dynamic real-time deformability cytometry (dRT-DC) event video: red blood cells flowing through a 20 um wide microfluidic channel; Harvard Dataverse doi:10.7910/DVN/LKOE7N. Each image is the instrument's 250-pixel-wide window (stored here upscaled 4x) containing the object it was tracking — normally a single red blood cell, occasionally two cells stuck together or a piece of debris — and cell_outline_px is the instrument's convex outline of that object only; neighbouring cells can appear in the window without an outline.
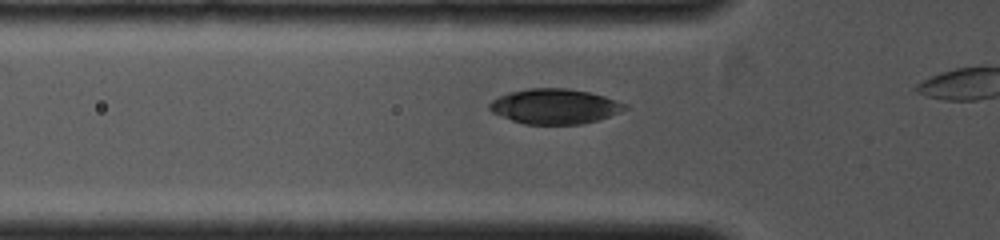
{"species": "common noctule bat (a hibernating species)", "species_latin": "Nyctalus noctula", "temperature_condition": "cold", "stored_images_in_passage": 8, "camera_frame_rate_fps": 4000, "um_per_image_px": 0.085, "animal": {"sex": "female", "body_mass_g": 19.0, "forearm_length_mm": 53.3}, "frame": {"image": 1, "passage_image": 4, "time_ms": 0.75, "image_size_px": [1000, 240], "cell_outline_px": [[628, 108], [620, 112], [600, 120], [580, 124], [524, 124], [500, 116], [492, 112], [488, 108], [488, 104], [492, 100], [500, 96], [512, 92], [528, 88], [568, 88], [588, 92], [604, 96], [628, 104]], "centroid_in_image_um": [47.17, 9.04], "position_along_channel_um": 78.6, "area_um2": 27.69}}
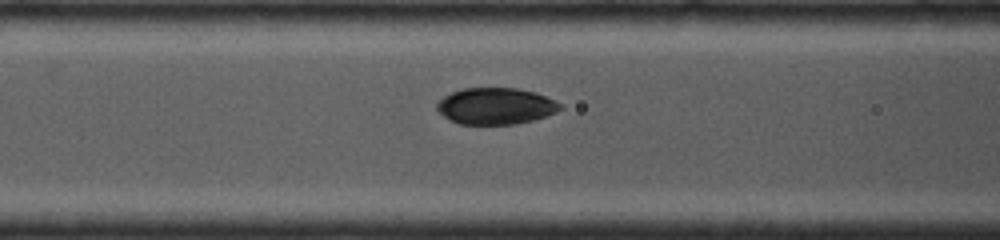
{"frame": {"image": 2, "passage_image": 7, "time_ms": 1.5, "image_size_px": [1000, 240], "cell_outline_px": [[564, 108], [556, 112], [532, 120], [516, 124], [460, 124], [444, 116], [436, 108], [436, 100], [452, 92], [464, 88], [516, 88], [536, 92], [564, 104]], "centroid_in_image_um": [42.15, 9.01], "position_along_channel_um": 124.4, "area_um2": 26.3}}